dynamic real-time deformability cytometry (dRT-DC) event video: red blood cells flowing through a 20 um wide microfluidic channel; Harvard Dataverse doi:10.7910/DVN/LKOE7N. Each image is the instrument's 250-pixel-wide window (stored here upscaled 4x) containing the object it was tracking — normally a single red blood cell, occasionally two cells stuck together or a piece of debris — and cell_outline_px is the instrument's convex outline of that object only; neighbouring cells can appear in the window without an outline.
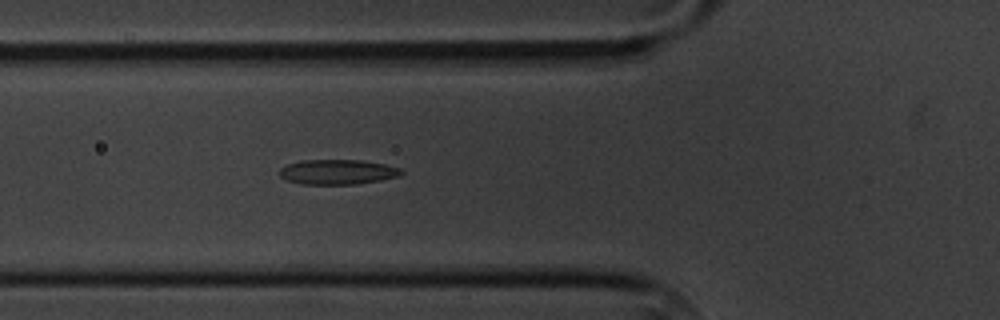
{"species": "common noctule bat (a hibernating species)", "species_latin": "Nyctalus noctula", "temperature_condition": "cold", "stored_images_in_passage": 6, "camera_frame_rate_fps": 3000, "um_per_image_px": 0.085, "animal": {"sex": "male", "body_mass_g": 20.1, "forearm_length_mm": 53.5}, "frame": {"image": 1, "passage_image": 6, "time_ms": 5.667, "image_size_px": [1000, 320], "cell_outline_px": [[404, 172], [400, 176], [380, 180], [356, 184], [300, 184], [288, 180], [280, 176], [280, 168], [288, 164], [300, 160], [360, 160], [384, 164], [400, 168]], "centroid_in_image_um": [28.7, 14.61], "position_along_channel_um": 97.1, "area_um2": 17.63}}